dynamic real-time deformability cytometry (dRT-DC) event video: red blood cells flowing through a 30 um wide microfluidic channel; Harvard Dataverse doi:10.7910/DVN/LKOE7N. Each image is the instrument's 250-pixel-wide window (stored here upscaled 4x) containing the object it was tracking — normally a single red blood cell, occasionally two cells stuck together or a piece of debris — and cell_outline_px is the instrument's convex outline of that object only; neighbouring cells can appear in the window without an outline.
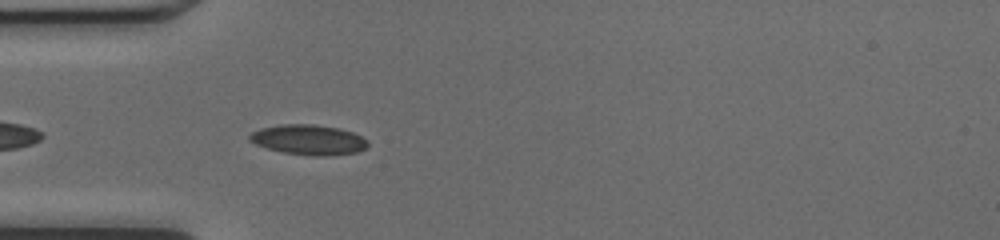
{"species": "common noctule bat (a hibernating species)", "species_latin": "Nyctalus noctula", "temperature_condition": "cold", "stored_images_in_passage": 36, "camera_frame_rate_fps": 3000, "um_per_image_px": 0.085, "animal": {"sex": "female", "body_mass_g": 17.0, "forearm_length_mm": 48.0}, "frame": {"image": 1, "passage_image": 3, "time_ms": 0.667, "image_size_px": [1000, 240], "cell_outline_px": [[368, 144], [364, 148], [356, 152], [324, 156], [312, 156], [284, 152], [268, 148], [256, 144], [248, 140], [248, 136], [252, 132], [260, 128], [280, 124], [312, 124], [340, 128], [352, 132], [368, 140]], "centroid_in_image_um": [26.21, 11.87], "position_along_channel_um": 58.8, "area_um2": 20.63}}
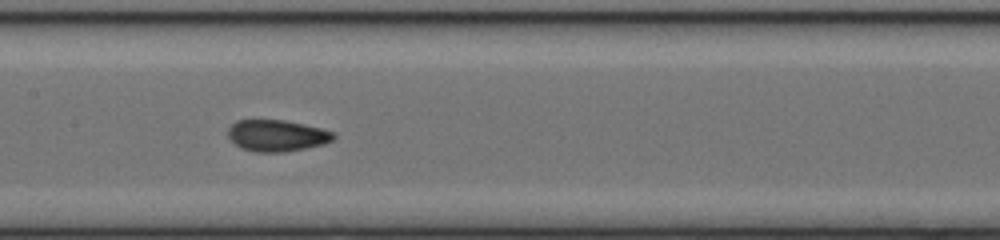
{"frame": {"image": 2, "passage_image": 12, "time_ms": 3.667, "image_size_px": [1000, 240], "cell_outline_px": [[336, 136], [332, 140], [324, 144], [284, 152], [256, 152], [240, 148], [228, 136], [228, 128], [236, 120], [284, 120], [304, 124], [320, 128], [332, 132]], "centroid_in_image_um": [23.51, 11.52], "position_along_channel_um": 183.9, "area_um2": 19.25}}
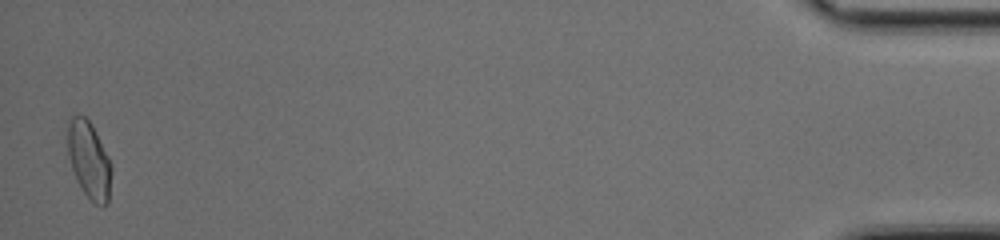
{"frame": {"image": 3, "passage_image": 36, "time_ms": 11.667, "image_size_px": [1000, 240], "cell_outline_px": [[112, 172], [108, 204], [104, 208], [96, 204], [84, 192], [72, 168], [68, 152], [68, 120], [72, 116], [84, 116], [92, 124], [112, 164]], "centroid_in_image_um": [7.6, 13.61], "position_along_channel_um": 427.6, "area_um2": 19.48}, "authors_computed_cell_mechanics": {"area_um2": 19.1607, "velocity_mm_per_s": 4.257, "shape_relaxation_time_tau1_ms": 7.0544, "shape_relaxation_time_tau2_ms": 0.9811, "deformation_change_tau1": 0.1828, "deformation_change_tau2": 0.048}}